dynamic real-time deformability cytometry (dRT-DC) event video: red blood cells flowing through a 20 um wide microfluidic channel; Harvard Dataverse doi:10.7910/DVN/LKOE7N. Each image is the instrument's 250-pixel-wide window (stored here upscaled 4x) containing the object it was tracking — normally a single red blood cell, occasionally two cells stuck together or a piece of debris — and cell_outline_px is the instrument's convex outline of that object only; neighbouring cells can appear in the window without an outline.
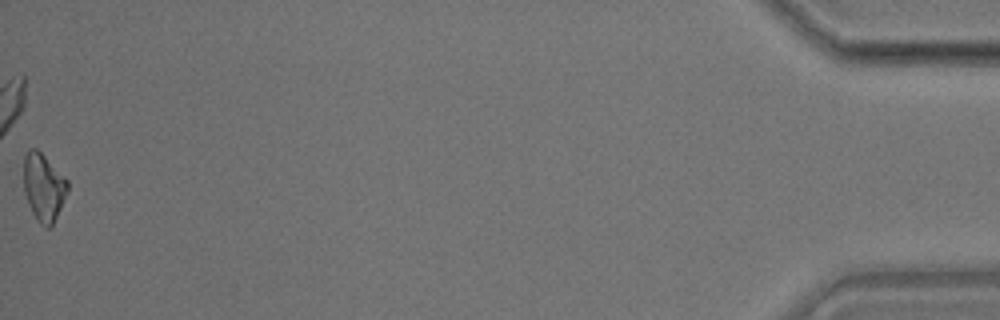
{"species": "common noctule bat (a hibernating species)", "species_latin": "Nyctalus noctula", "temperature_condition": "room temperature", "stored_images_in_passage": 31, "camera_frame_rate_fps": 3000, "um_per_image_px": 0.085, "animal": {"sex": "male", "body_mass_g": 17.9}, "frame": {"image": 1, "passage_image": 31, "time_ms": 10.0, "image_size_px": [1000, 320], "cell_outline_px": [[68, 192], [52, 224], [48, 228], [44, 228], [40, 224], [32, 212], [28, 204], [24, 192], [24, 156], [28, 148], [36, 148], [68, 180]], "centroid_in_image_um": [3.69, 15.91], "position_along_channel_um": 431.5, "area_um2": 17.17}}